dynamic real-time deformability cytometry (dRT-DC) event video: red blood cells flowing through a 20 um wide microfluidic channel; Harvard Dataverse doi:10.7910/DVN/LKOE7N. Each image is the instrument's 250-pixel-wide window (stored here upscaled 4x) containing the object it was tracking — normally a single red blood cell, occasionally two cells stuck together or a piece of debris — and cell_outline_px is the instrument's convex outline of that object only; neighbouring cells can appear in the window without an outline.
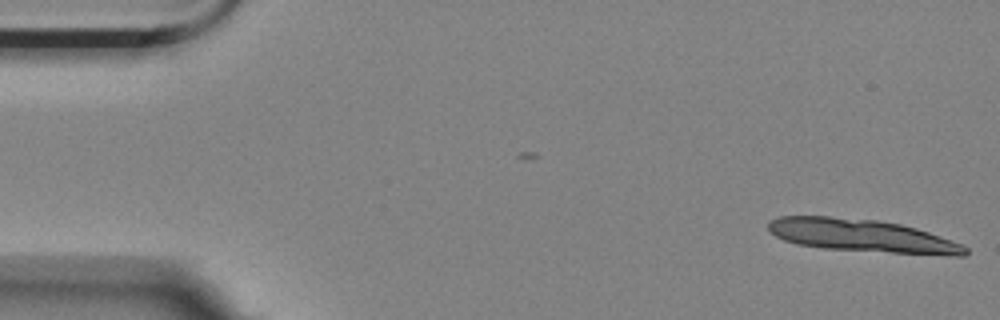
{"species": "Egyptian fruit bat (a non-hibernating species)", "species_latin": "Rousettus aegyptiacus", "temperature_condition": "room temperature", "stored_images_in_passage": 3, "camera_frame_rate_fps": 3000, "um_per_image_px": 0.085, "animal": {"sex": "female"}, "frame": {"image": 1, "passage_image": 3, "time_ms": 0.667, "image_size_px": [1000, 320], "cell_outline_px": [[968, 252], [964, 256], [956, 256], [824, 248], [796, 244], [784, 240], [776, 236], [768, 228], [768, 220], [780, 216], [828, 216], [876, 220], [900, 224], [916, 228], [964, 244], [968, 248]], "centroid_in_image_um": [73.28, 20.03], "position_along_channel_um": 11.7, "area_um2": 37.4}}